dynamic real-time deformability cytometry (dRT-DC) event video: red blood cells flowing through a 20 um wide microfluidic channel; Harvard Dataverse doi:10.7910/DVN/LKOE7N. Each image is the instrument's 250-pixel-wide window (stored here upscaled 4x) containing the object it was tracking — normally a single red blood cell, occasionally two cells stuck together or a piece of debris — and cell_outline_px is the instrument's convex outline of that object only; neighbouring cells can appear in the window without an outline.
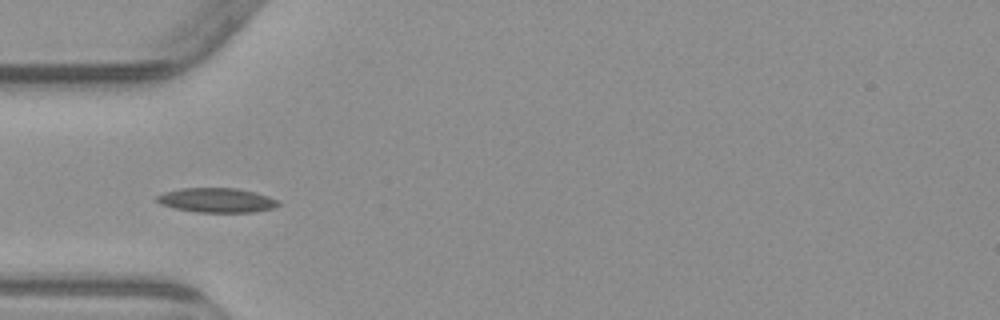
{"species": "common noctule bat (a hibernating species)", "species_latin": "Nyctalus noctula", "temperature_condition": "warm", "stored_images_in_passage": 2, "camera_frame_rate_fps": 3000, "um_per_image_px": 0.085, "animal": {"sex": "male", "body_mass_g": 23.1, "forearm_length_mm": 52.7}, "frame": {"image": 1, "passage_image": 1, "time_ms": 0.0, "image_size_px": [1000, 320], "cell_outline_px": [[280, 204], [272, 208], [252, 212], [196, 212], [172, 208], [160, 204], [156, 200], [156, 196], [164, 192], [180, 188], [236, 188], [256, 192], [280, 200]], "centroid_in_image_um": [18.41, 17.01], "position_along_channel_um": 66.6, "area_um2": 17.46}}
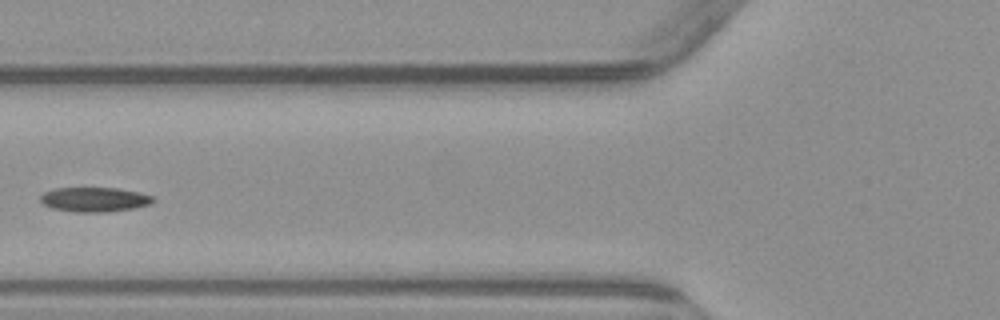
{"frame": {"image": 2, "passage_image": 2, "time_ms": 1.333, "image_size_px": [1000, 320], "cell_outline_px": [[156, 200], [152, 204], [136, 208], [108, 212], [76, 212], [52, 208], [44, 204], [40, 200], [40, 196], [44, 192], [52, 188], [116, 188], [156, 196]], "centroid_in_image_um": [8.07, 16.96], "position_along_channel_um": 117.7, "area_um2": 16.3}}